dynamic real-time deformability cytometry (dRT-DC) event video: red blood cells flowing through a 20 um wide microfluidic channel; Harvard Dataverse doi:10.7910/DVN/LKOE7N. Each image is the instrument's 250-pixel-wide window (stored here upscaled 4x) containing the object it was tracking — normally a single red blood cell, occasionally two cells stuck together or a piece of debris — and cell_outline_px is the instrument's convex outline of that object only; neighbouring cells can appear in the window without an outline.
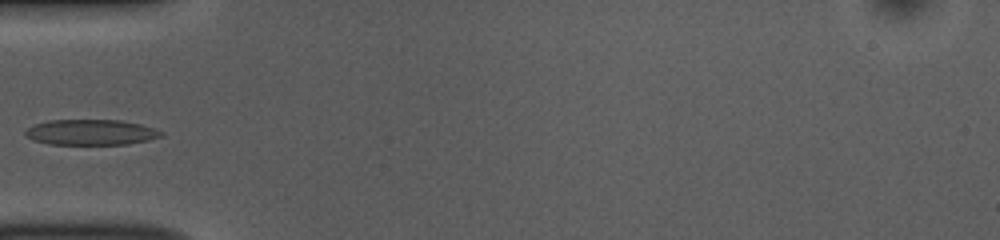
{"species": "common noctule bat (a hibernating species)", "species_latin": "Nyctalus noctula", "temperature_condition": "room temperature", "stored_images_in_passage": 36, "camera_frame_rate_fps": 3000, "um_per_image_px": 0.085, "animal": {"sex": "female", "body_mass_g": 10.0, "forearm_length_mm": 53.1}, "frame": {"image": 1, "passage_image": 1, "time_ms": 0.0, "image_size_px": [1000, 240], "cell_outline_px": [[164, 136], [148, 140], [124, 144], [48, 144], [36, 140], [28, 136], [24, 132], [28, 128], [36, 124], [52, 120], [120, 120], [140, 124], [164, 132]], "centroid_in_image_um": [7.78, 11.24], "position_along_channel_um": 77.2, "area_um2": 19.88}}
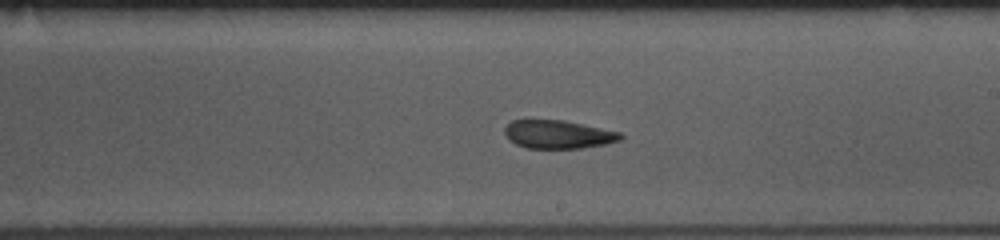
{"frame": {"image": 2, "passage_image": 14, "time_ms": 4.333, "image_size_px": [1000, 240], "cell_outline_px": [[624, 136], [620, 140], [604, 144], [580, 148], [528, 148], [516, 144], [508, 140], [504, 132], [504, 128], [512, 120], [564, 120], [620, 132]], "centroid_in_image_um": [47.42, 11.42], "position_along_channel_um": 241.6, "area_um2": 19.02}}
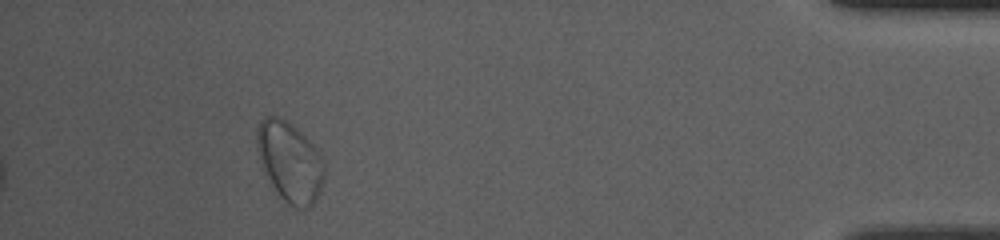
{"frame": {"image": 3, "passage_image": 32, "time_ms": 10.333, "image_size_px": [1000, 240], "cell_outline_px": [[324, 180], [312, 204], [308, 208], [296, 208], [288, 204], [280, 196], [272, 184], [260, 160], [256, 148], [256, 132], [260, 120], [264, 116], [280, 116], [292, 124], [312, 144], [320, 156], [324, 164]], "centroid_in_image_um": [24.61, 13.71], "position_along_channel_um": 410.6, "area_um2": 30.92}}